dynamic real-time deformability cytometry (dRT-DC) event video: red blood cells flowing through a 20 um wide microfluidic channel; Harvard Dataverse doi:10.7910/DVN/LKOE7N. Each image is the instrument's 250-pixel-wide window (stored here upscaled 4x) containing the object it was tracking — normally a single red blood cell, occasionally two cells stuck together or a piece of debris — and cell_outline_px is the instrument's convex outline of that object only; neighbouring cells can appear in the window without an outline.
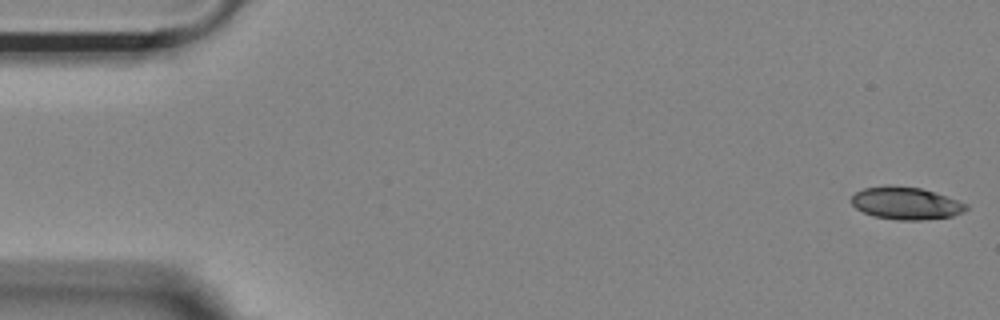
{"species": "Egyptian fruit bat (a non-hibernating species)", "species_latin": "Rousettus aegyptiacus", "temperature_condition": "room temperature", "stored_images_in_passage": 53, "camera_frame_rate_fps": 3000, "um_per_image_px": 0.085, "animal": {"sex": "female"}, "frame": {"image": 1, "passage_image": 1, "time_ms": 0.0, "image_size_px": [1000, 320], "cell_outline_px": [[968, 208], [964, 212], [952, 216], [920, 220], [900, 220], [872, 216], [856, 208], [852, 204], [852, 196], [856, 192], [864, 188], [884, 184], [888, 184], [920, 188], [968, 204]], "centroid_in_image_um": [76.97, 17.27], "position_along_channel_um": 8.0, "area_um2": 21.62}}
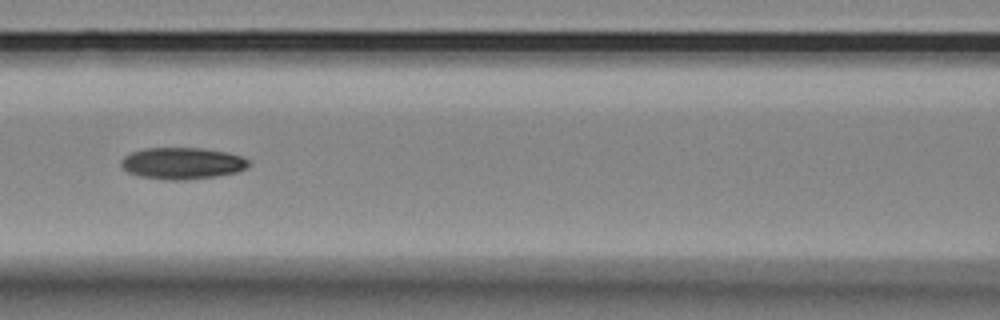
{"frame": {"image": 2, "passage_image": 23, "time_ms": 7.333, "image_size_px": [1000, 320], "cell_outline_px": [[252, 164], [248, 168], [236, 172], [216, 176], [184, 180], [164, 180], [140, 176], [128, 172], [120, 164], [120, 160], [124, 156], [132, 152], [144, 148], [204, 148], [228, 152], [244, 156]], "centroid_in_image_um": [15.53, 13.87], "position_along_channel_um": 151.1, "area_um2": 23.81}}
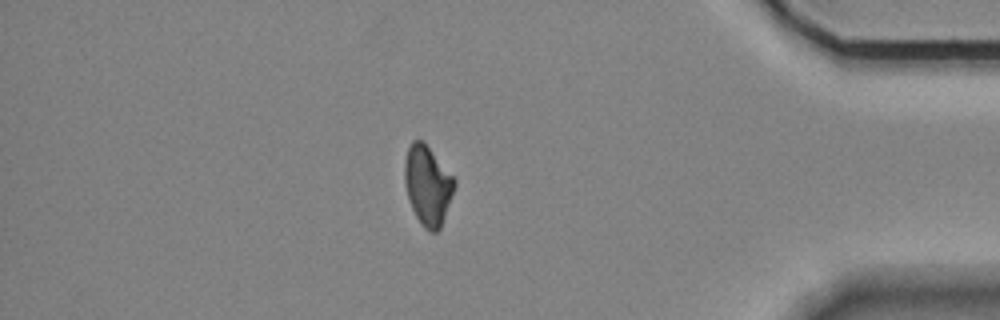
{"frame": {"image": 3, "passage_image": 46, "time_ms": 15.0, "image_size_px": [1000, 320], "cell_outline_px": [[456, 184], [440, 228], [436, 232], [428, 232], [420, 224], [412, 208], [404, 184], [404, 160], [408, 148], [412, 140], [424, 140], [456, 180]], "centroid_in_image_um": [36.34, 15.73], "position_along_channel_um": 398.9, "area_um2": 23.12}, "authors_computed_cell_mechanics": {"area_um2": 23.1778, "velocity_mm_per_s": 3.7014, "shape_relaxation_time_tau1_ms": 8.6182, "shape_relaxation_time_tau2_ms": null, "deformation_change_tau1": 0.178, "deformation_change_tau2": null}}